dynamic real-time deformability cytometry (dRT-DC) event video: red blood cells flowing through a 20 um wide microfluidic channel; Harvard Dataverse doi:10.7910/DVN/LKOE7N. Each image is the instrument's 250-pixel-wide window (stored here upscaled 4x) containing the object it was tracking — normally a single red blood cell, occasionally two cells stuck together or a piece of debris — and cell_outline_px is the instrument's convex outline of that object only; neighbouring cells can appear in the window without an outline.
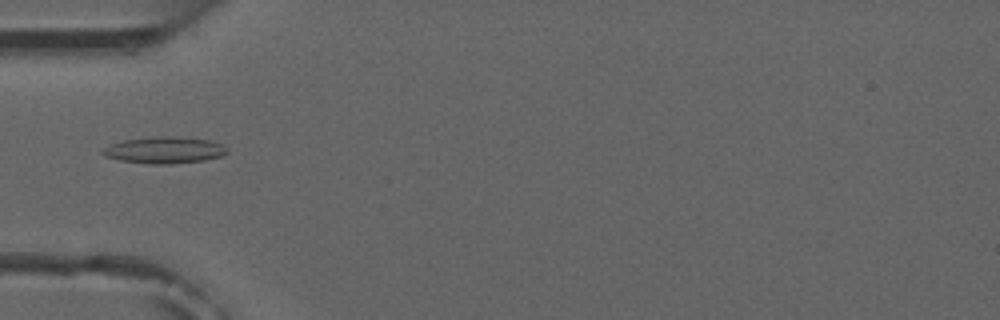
{"species": "common noctule bat (a hibernating species)", "species_latin": "Nyctalus noctula", "temperature_condition": "room temperature", "stored_images_in_passage": 1, "camera_frame_rate_fps": 3000, "um_per_image_px": 0.085, "animal": {"sex": "male", "forearm_length_mm": 52.5}, "frame": {"image": 1, "passage_image": 1, "time_ms": 0.0, "image_size_px": [1000, 320], "cell_outline_px": [[228, 152], [220, 156], [204, 160], [172, 164], [148, 164], [120, 160], [104, 156], [100, 152], [100, 148], [124, 140], [160, 136], [172, 136], [208, 140], [220, 144], [228, 148]], "centroid_in_image_um": [13.93, 12.77], "position_along_channel_um": 71.1, "area_um2": 19.25}}